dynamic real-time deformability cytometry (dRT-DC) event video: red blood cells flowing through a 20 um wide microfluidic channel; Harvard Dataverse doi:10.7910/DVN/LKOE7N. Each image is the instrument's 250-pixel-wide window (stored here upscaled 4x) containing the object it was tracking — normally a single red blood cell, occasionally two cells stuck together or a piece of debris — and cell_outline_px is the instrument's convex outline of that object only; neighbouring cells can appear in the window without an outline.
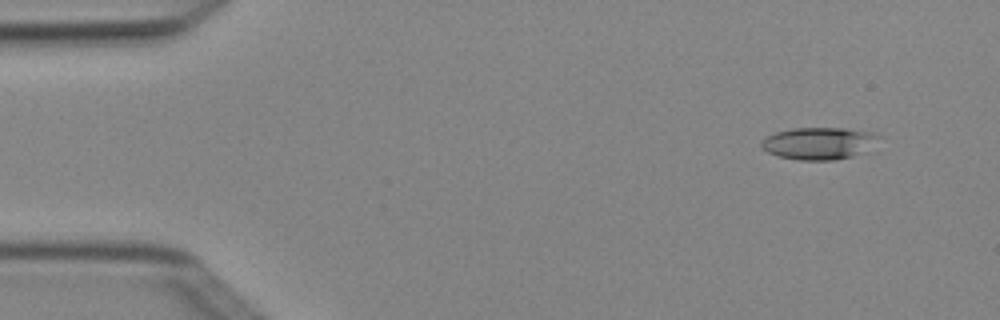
{"species": "Egyptian fruit bat (a non-hibernating species)", "species_latin": "Rousettus aegyptiacus", "temperature_condition": "cold", "stored_images_in_passage": 4, "camera_frame_rate_fps": 3000, "um_per_image_px": 0.085, "animal": {"sex": "female"}, "frame": {"image": 1, "passage_image": 1, "time_ms": 0.0, "image_size_px": [1000, 320], "cell_outline_px": [[880, 136], [876, 152], [836, 160], [796, 160], [780, 156], [768, 152], [760, 144], [764, 136], [776, 132], [792, 128], [844, 128], [876, 132]], "centroid_in_image_um": [69.77, 12.19], "position_along_channel_um": 15.2, "area_um2": 22.95}}
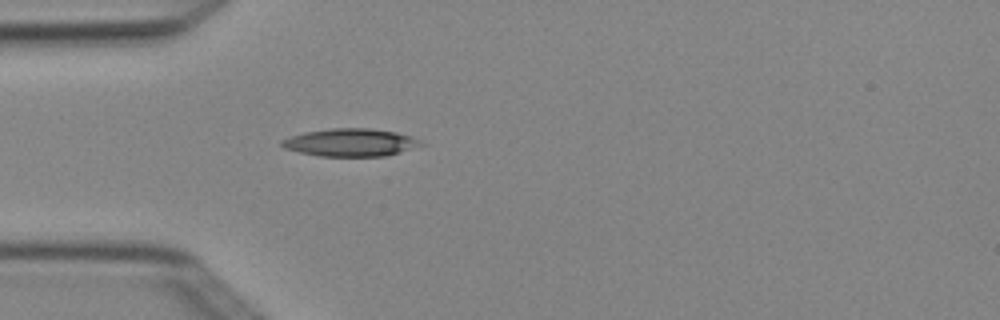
{"frame": {"image": 2, "passage_image": 4, "time_ms": 1.0, "image_size_px": [1000, 320], "cell_outline_px": [[424, 144], [400, 152], [384, 156], [320, 156], [300, 152], [284, 148], [280, 144], [280, 140], [304, 132], [332, 128], [368, 128], [396, 132], [412, 136], [420, 140]], "centroid_in_image_um": [29.79, 12.1], "position_along_channel_um": 55.2, "area_um2": 22.37}}